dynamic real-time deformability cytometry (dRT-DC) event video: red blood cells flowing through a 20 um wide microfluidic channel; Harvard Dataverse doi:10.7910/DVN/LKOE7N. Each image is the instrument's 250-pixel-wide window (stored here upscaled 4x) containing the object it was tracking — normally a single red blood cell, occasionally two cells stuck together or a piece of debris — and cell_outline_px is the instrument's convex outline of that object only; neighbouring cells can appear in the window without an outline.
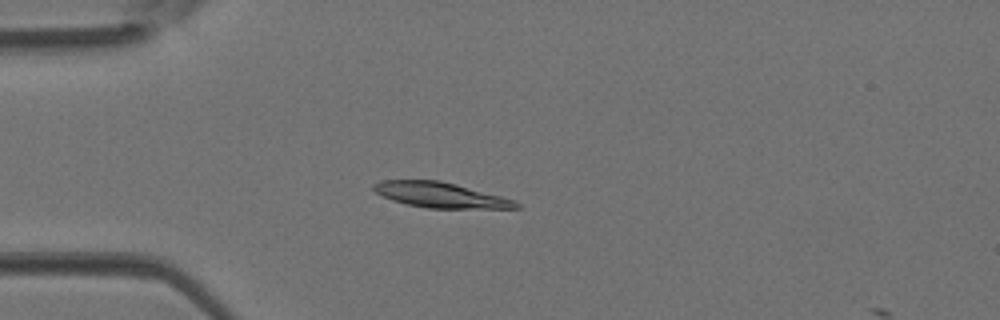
{"species": "Egyptian fruit bat (a non-hibernating species)", "species_latin": "Rousettus aegyptiacus", "temperature_condition": "room temperature", "stored_images_in_passage": 4, "camera_frame_rate_fps": 3000, "um_per_image_px": 0.085, "animal": {"sex": "female"}, "frame": {"image": 1, "passage_image": 2, "time_ms": 0.333, "image_size_px": [1000, 320], "cell_outline_px": [[520, 208], [428, 208], [408, 204], [392, 200], [376, 192], [372, 188], [372, 184], [380, 180], [440, 180], [456, 184], [500, 196], [512, 200], [520, 204]], "centroid_in_image_um": [37.39, 16.56], "position_along_channel_um": 47.6, "area_um2": 20.69}}